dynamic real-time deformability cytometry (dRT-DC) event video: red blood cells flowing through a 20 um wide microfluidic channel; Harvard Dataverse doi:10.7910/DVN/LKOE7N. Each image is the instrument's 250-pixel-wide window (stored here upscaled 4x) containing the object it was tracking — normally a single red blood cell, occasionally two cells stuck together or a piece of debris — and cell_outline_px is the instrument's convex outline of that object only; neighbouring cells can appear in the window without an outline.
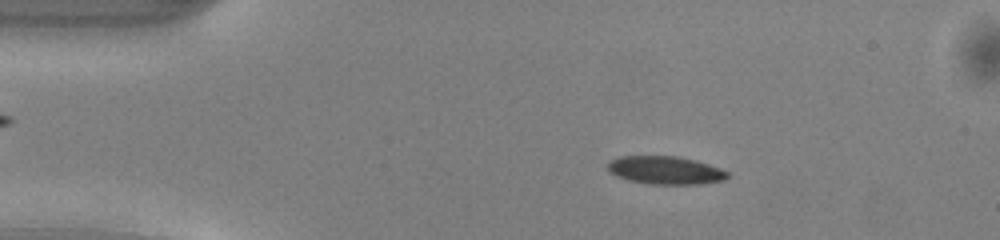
{"species": "common noctule bat (a hibernating species)", "species_latin": "Nyctalus noctula", "temperature_condition": "warm", "stored_images_in_passage": 49, "camera_frame_rate_fps": 3000, "um_per_image_px": 0.085, "animal": {"sex": "male", "body_mass_g": 13.0, "forearm_length_mm": 53.1}, "frame": {"image": 1, "passage_image": 8, "time_ms": 2.333, "image_size_px": [1000, 240], "cell_outline_px": [[728, 176], [724, 180], [700, 184], [648, 184], [628, 180], [616, 176], [608, 172], [608, 160], [620, 156], [676, 156], [696, 160], [720, 168], [728, 172]], "centroid_in_image_um": [56.52, 14.47], "position_along_channel_um": 28.5, "area_um2": 19.71}}
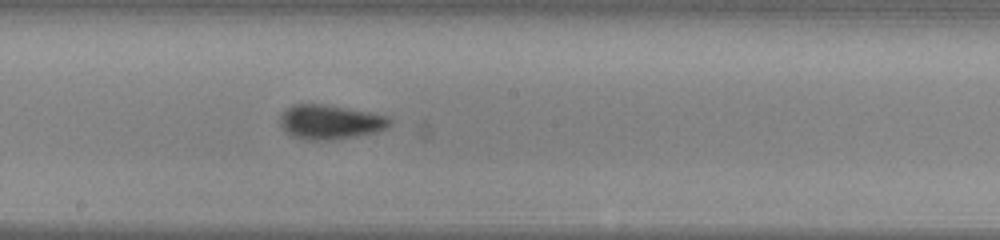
{"frame": {"image": 2, "passage_image": 26, "time_ms": 8.333, "image_size_px": [1000, 240], "cell_outline_px": [[392, 124], [376, 132], [356, 136], [332, 140], [304, 140], [292, 136], [284, 132], [280, 124], [280, 112], [292, 104], [324, 104], [368, 112], [388, 116], [392, 120]], "centroid_in_image_um": [28.01, 10.37], "position_along_channel_um": 220.2, "area_um2": 22.2}}
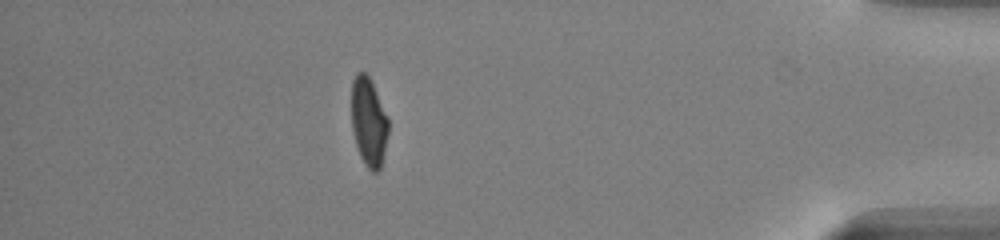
{"frame": {"image": 3, "passage_image": 43, "time_ms": 14.0, "image_size_px": [1000, 240], "cell_outline_px": [[388, 132], [384, 152], [380, 168], [376, 172], [372, 172], [364, 164], [360, 156], [356, 144], [352, 128], [352, 80], [356, 72], [364, 72], [368, 76], [388, 116]], "centroid_in_image_um": [31.33, 10.37], "position_along_channel_um": 403.9, "area_um2": 18.84}, "authors_computed_cell_mechanics": {"area_um2": 20.2878, "velocity_mm_per_s": 4.1309, "shape_relaxation_time_tau1_ms": 3.2842, "shape_relaxation_time_tau2_ms": null, "deformation_change_tau1": 0.1341, "deformation_change_tau2": null}}